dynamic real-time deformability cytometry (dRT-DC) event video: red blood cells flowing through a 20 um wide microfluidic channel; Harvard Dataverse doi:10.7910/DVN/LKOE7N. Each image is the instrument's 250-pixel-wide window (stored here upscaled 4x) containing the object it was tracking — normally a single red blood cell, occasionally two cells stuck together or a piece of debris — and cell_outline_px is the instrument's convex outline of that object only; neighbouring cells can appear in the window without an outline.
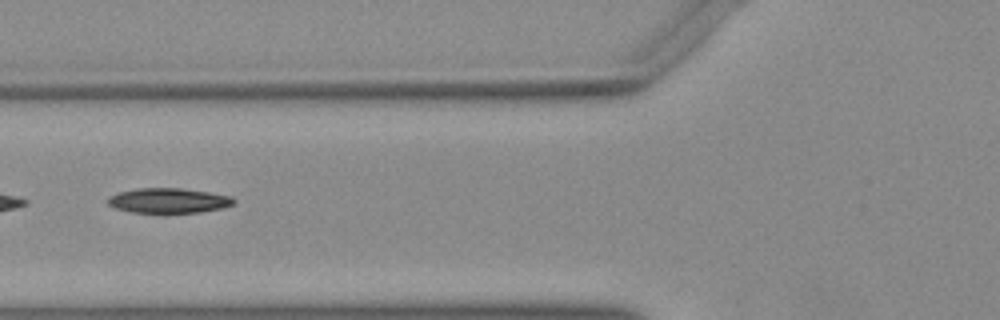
{"species": "Egyptian fruit bat (a non-hibernating species)", "species_latin": "Rousettus aegyptiacus", "temperature_condition": "warm", "stored_images_in_passage": 17, "segment_of_instrument_passage": [2, 2], "camera_frame_rate_fps": 3000, "um_per_image_px": 0.085, "animal": {"sex": "female"}, "frame": {"image": 1, "passage_image": 10, "time_ms": 3.0, "image_size_px": [1000, 320], "cell_outline_px": [[236, 204], [224, 208], [200, 212], [132, 212], [116, 208], [108, 204], [108, 196], [116, 192], [136, 188], [180, 188], [208, 192], [232, 196], [236, 200]], "centroid_in_image_um": [14.35, 17.04], "position_along_channel_um": 111.4, "area_um2": 18.38}}